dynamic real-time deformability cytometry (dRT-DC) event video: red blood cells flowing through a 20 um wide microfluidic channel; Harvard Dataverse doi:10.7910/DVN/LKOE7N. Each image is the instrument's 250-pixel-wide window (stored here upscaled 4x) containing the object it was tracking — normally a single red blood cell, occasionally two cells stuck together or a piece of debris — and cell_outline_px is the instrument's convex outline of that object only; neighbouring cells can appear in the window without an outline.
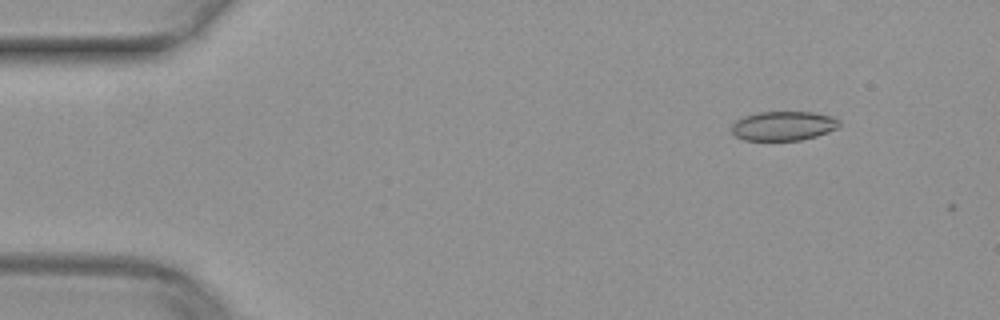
{"species": "common noctule bat (a hibernating species)", "species_latin": "Nyctalus noctula", "temperature_condition": "warm", "stored_images_in_passage": 2, "camera_frame_rate_fps": 3000, "um_per_image_px": 0.085, "animal": {"sex": "female", "body_mass_g": 29.2, "forearm_length_mm": 56.3}, "frame": {"image": 1, "passage_image": 1, "time_ms": 0.0, "image_size_px": [1000, 320], "cell_outline_px": [[840, 124], [836, 128], [828, 132], [816, 136], [800, 140], [744, 140], [736, 136], [732, 132], [732, 124], [736, 120], [744, 116], [756, 112], [812, 112], [832, 116], [840, 120]], "centroid_in_image_um": [66.58, 10.69], "position_along_channel_um": 18.4, "area_um2": 18.38}}